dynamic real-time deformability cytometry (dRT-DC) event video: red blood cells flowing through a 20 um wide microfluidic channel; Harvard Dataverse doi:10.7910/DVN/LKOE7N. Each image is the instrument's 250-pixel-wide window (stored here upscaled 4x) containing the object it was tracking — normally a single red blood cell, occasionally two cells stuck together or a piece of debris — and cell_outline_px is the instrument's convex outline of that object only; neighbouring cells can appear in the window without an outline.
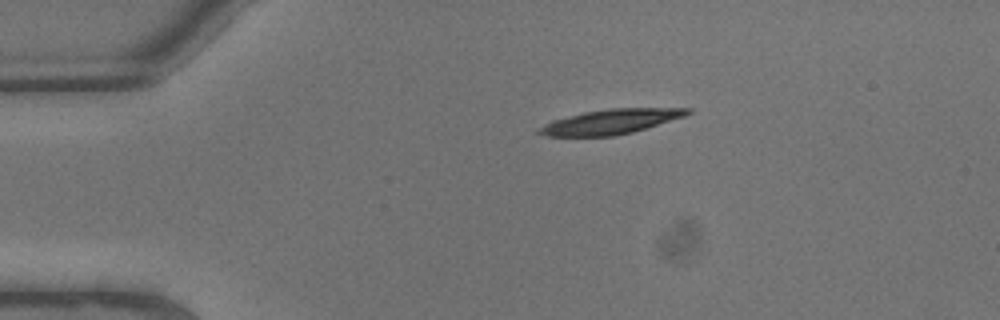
{"species": "common noctule bat (a hibernating species)", "species_latin": "Nyctalus noctula", "temperature_condition": "warm", "stored_images_in_passage": 4, "camera_frame_rate_fps": 3000, "um_per_image_px": 0.085, "animal": {"sex": "male", "body_mass_g": 13.3}, "frame": {"image": 1, "passage_image": 1, "time_ms": 0.0, "image_size_px": [1000, 320], "cell_outline_px": [[692, 112], [684, 116], [632, 132], [616, 136], [548, 136], [536, 132], [536, 128], [552, 120], [584, 112], [608, 108], [692, 108]], "centroid_in_image_um": [51.87, 10.34], "position_along_channel_um": 33.1, "area_um2": 21.33}}